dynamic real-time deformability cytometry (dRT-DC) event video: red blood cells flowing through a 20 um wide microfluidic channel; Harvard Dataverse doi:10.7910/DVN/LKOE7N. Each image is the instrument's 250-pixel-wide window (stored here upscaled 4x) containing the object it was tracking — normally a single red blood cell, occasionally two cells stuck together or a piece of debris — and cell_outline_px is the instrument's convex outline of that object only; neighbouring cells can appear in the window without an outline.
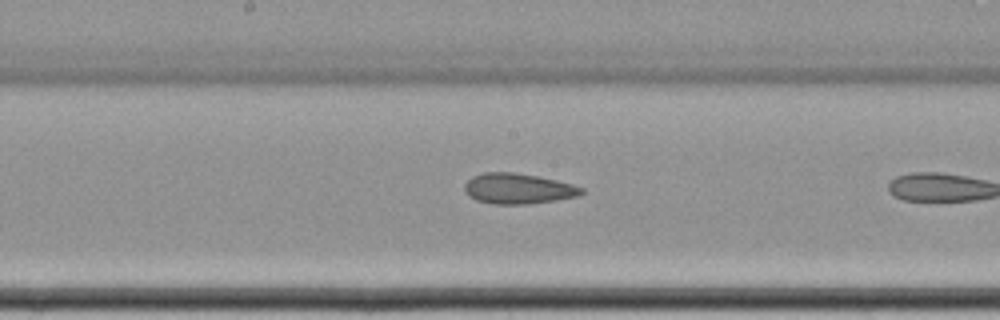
{"species": "common noctule bat (a hibernating species)", "species_latin": "Nyctalus noctula", "temperature_condition": "cold", "stored_images_in_passage": 9, "camera_frame_rate_fps": 3000, "um_per_image_px": 0.085, "animal": {"sex": "female", "body_mass_g": 22.7, "forearm_length_mm": 54.2}, "frame": {"image": 1, "passage_image": 9, "time_ms": 10.667, "image_size_px": [1000, 320], "cell_outline_px": [[584, 192], [580, 196], [556, 200], [528, 204], [492, 204], [476, 200], [464, 192], [464, 184], [472, 176], [484, 172], [512, 172], [536, 176], [556, 180], [572, 184], [584, 188]], "centroid_in_image_um": [44.03, 16.04], "position_along_channel_um": 204.2, "area_um2": 20.87}}